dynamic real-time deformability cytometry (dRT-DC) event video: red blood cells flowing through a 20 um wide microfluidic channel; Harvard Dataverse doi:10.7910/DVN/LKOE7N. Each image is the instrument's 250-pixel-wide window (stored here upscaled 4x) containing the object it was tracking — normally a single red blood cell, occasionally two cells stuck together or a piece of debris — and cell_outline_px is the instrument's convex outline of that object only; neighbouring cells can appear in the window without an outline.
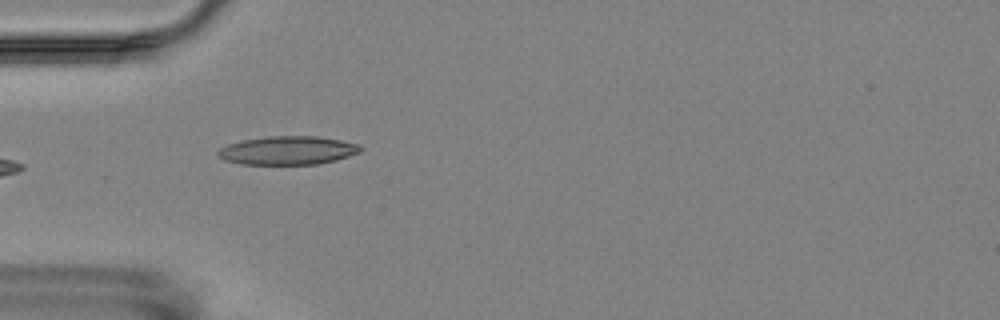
{"species": "Egyptian fruit bat (a non-hibernating species)", "species_latin": "Rousettus aegyptiacus", "temperature_condition": "room temperature", "stored_images_in_passage": 15, "camera_frame_rate_fps": 3000, "um_per_image_px": 0.085, "animal": {"sex": "female"}, "frame": {"image": 1, "passage_image": 5, "time_ms": 4.667, "image_size_px": [1000, 320], "cell_outline_px": [[364, 148], [360, 152], [336, 160], [316, 164], [240, 164], [224, 160], [216, 156], [216, 152], [220, 148], [228, 144], [240, 140], [268, 136], [316, 136], [340, 140], [360, 144]], "centroid_in_image_um": [24.44, 12.78], "position_along_channel_um": 60.6, "area_um2": 23.87}}
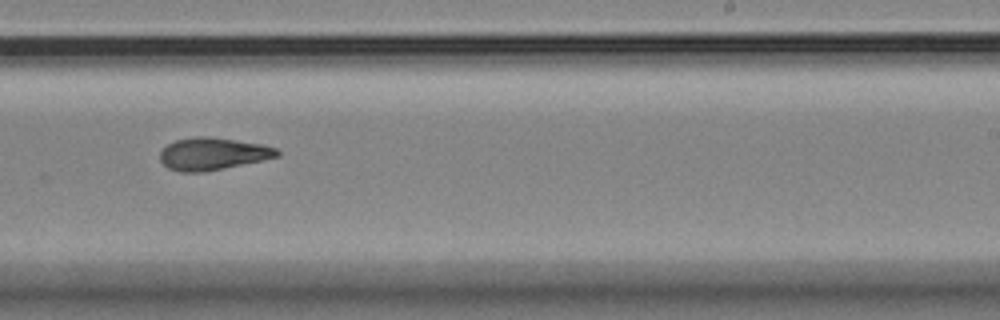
{"frame": {"image": 2, "passage_image": 10, "time_ms": 10.667, "image_size_px": [1000, 320], "cell_outline_px": [[280, 156], [204, 172], [180, 172], [168, 168], [160, 160], [160, 152], [168, 144], [176, 140], [196, 136], [208, 136], [236, 140], [260, 144], [276, 148], [280, 152]], "centroid_in_image_um": [18.06, 13.07], "position_along_channel_um": 270.9, "area_um2": 21.85}}
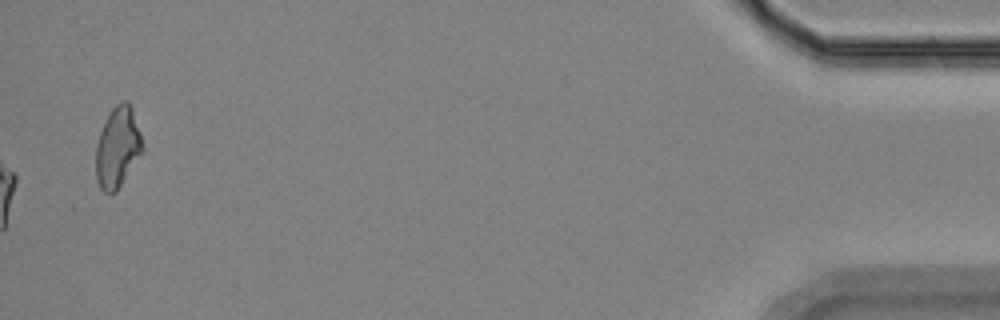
{"frame": {"image": 3, "passage_image": 15, "time_ms": 17.333, "image_size_px": [1000, 320], "cell_outline_px": [[144, 148], [116, 192], [108, 196], [100, 188], [96, 180], [96, 144], [100, 132], [112, 108], [120, 100], [128, 100], [132, 108], [140, 132]], "centroid_in_image_um": [9.99, 12.53], "position_along_channel_um": 425.2, "area_um2": 21.85}, "authors_computed_cell_mechanics": {"area_um2": 21.8484, "velocity_mm_per_s": 3.5399, "shape_relaxation_time_tau1_ms": 7.1418, "shape_relaxation_time_tau2_ms": 4.0937, "deformation_change_tau1": 0.1601, "deformation_change_tau2": 0.1056}}